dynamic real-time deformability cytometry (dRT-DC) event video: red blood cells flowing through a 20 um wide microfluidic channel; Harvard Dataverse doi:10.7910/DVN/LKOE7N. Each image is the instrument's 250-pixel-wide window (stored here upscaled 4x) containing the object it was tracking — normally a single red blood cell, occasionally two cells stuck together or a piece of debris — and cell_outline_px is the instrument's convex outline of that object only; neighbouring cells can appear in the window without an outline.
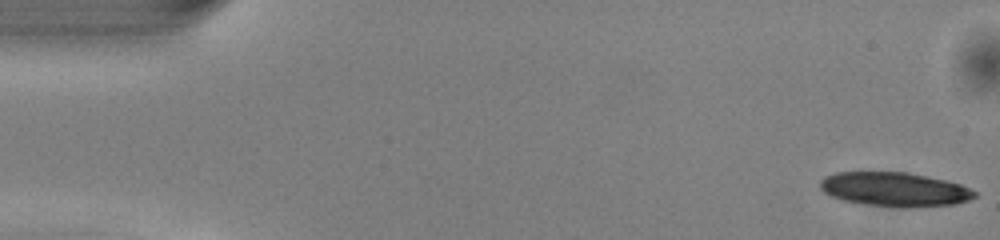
{"species": "common noctule bat (a hibernating species)", "species_latin": "Nyctalus noctula", "temperature_condition": "warm", "stored_images_in_passage": 43, "camera_frame_rate_fps": 3000, "um_per_image_px": 0.085, "animal": {"sex": "male", "body_mass_g": 13.0, "forearm_length_mm": 53.1}, "frame": {"image": 1, "passage_image": 1, "time_ms": 0.0, "image_size_px": [1000, 240], "cell_outline_px": [[976, 196], [968, 200], [952, 204], [912, 208], [896, 208], [868, 204], [844, 200], [832, 196], [824, 192], [820, 188], [820, 180], [824, 176], [836, 172], [908, 172], [944, 180], [960, 184], [976, 192]], "centroid_in_image_um": [76.02, 16.1], "position_along_channel_um": 9.0, "area_um2": 30.69}}
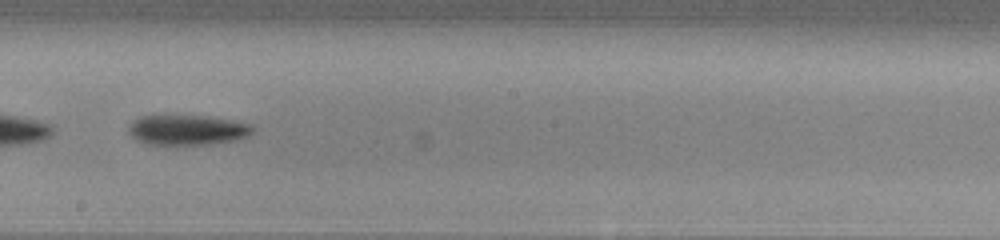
{"frame": {"image": 2, "passage_image": 28, "time_ms": 9.0, "image_size_px": [1000, 240], "cell_outline_px": [[256, 128], [248, 136], [236, 140], [212, 144], [148, 144], [136, 140], [128, 132], [128, 128], [132, 120], [140, 116], [208, 116], [232, 120], [252, 124]], "centroid_in_image_um": [15.95, 11.04], "position_along_channel_um": 232.3, "area_um2": 21.85}}
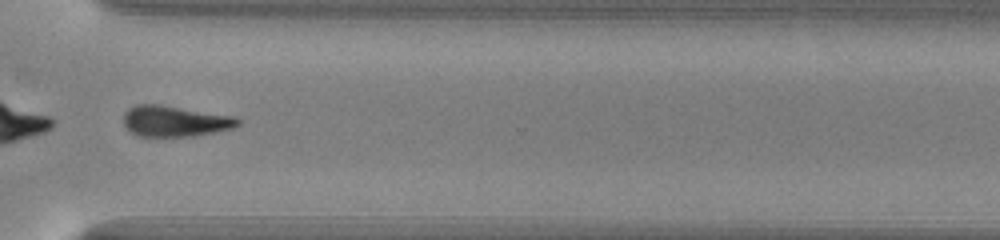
{"frame": {"image": 3, "passage_image": 37, "time_ms": 12.0, "image_size_px": [1000, 240], "cell_outline_px": [[240, 124], [232, 128], [216, 132], [192, 136], [136, 136], [124, 124], [124, 112], [128, 108], [136, 104], [160, 104], [236, 116], [240, 120]], "centroid_in_image_um": [14.88, 10.28], "position_along_channel_um": 355.7, "area_um2": 20.69}, "authors_computed_cell_mechanics": {"area_um2": 22.9466, "velocity_mm_per_s": 4.1073, "shape_relaxation_time_tau1_ms": 2.5059, "shape_relaxation_time_tau2_ms": null, "deformation_change_tau1": 0.1227, "deformation_change_tau2": null}}